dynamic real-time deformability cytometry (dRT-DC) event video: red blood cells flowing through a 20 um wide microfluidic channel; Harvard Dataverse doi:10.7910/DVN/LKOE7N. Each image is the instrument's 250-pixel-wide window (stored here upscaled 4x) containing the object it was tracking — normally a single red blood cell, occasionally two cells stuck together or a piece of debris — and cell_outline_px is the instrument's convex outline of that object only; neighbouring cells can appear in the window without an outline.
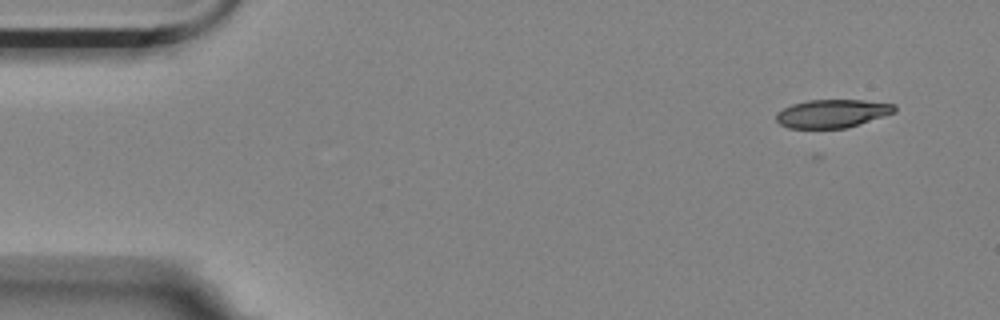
{"species": "Egyptian fruit bat (a non-hibernating species)", "species_latin": "Rousettus aegyptiacus", "temperature_condition": "room temperature", "stored_images_in_passage": 7, "camera_frame_rate_fps": 3000, "um_per_image_px": 0.085, "animal": {"sex": "female"}, "frame": {"image": 1, "passage_image": 3, "time_ms": 0.667, "image_size_px": [1000, 320], "cell_outline_px": [[896, 112], [844, 128], [788, 128], [780, 124], [776, 120], [776, 112], [792, 104], [808, 100], [864, 100], [896, 104]], "centroid_in_image_um": [70.72, 9.64], "position_along_channel_um": 14.3, "area_um2": 19.36}}
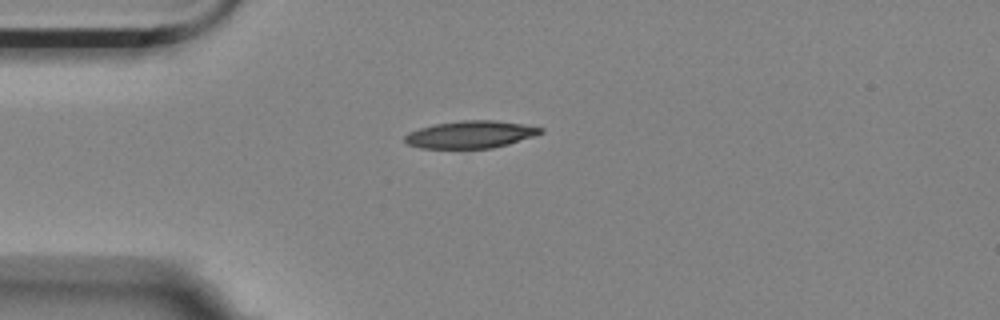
{"frame": {"image": 2, "passage_image": 5, "time_ms": 1.333, "image_size_px": [1000, 320], "cell_outline_px": [[544, 132], [508, 144], [492, 148], [420, 148], [408, 144], [404, 140], [404, 136], [408, 132], [432, 124], [460, 120], [496, 120], [524, 124], [544, 128]], "centroid_in_image_um": [39.98, 11.42], "position_along_channel_um": 45.0, "area_um2": 21.68}}
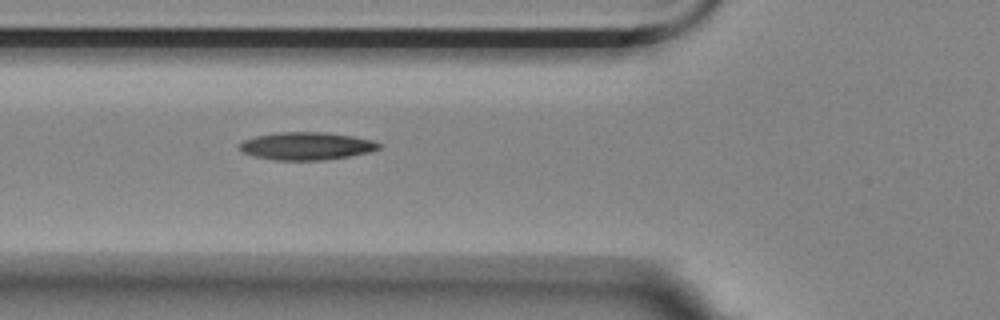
{"frame": {"image": 3, "passage_image": 7, "time_ms": 2.0, "image_size_px": [1000, 320], "cell_outline_px": [[380, 148], [368, 152], [348, 156], [324, 160], [272, 160], [252, 156], [244, 152], [240, 148], [240, 144], [244, 140], [256, 136], [272, 132], [324, 132], [352, 136], [372, 140], [380, 144]], "centroid_in_image_um": [26.02, 12.41], "position_along_channel_um": 99.8, "area_um2": 22.43}}